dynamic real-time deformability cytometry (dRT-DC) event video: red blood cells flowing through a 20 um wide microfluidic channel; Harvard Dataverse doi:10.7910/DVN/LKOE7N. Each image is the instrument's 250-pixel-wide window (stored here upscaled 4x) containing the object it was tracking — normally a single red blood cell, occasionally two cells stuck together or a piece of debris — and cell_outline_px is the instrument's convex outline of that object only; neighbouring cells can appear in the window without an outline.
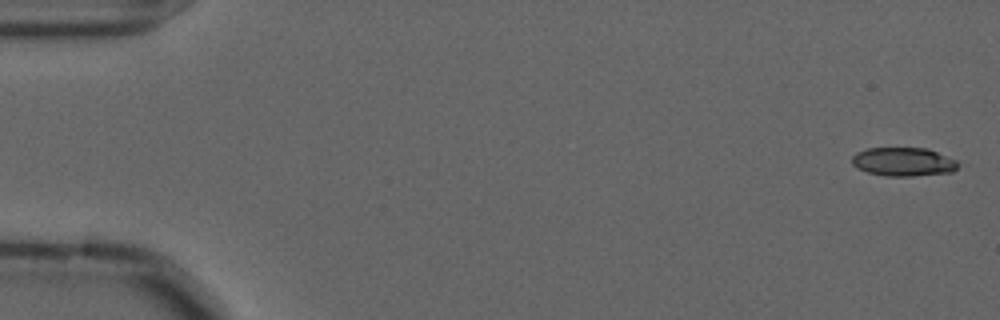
{"species": "common noctule bat (a hibernating species)", "species_latin": "Nyctalus noctula", "temperature_condition": "cold", "stored_images_in_passage": 56, "camera_frame_rate_fps": 3000, "um_per_image_px": 0.085, "animal": {"sex": "male", "forearm_length_mm": 52.5}, "frame": {"image": 1, "passage_image": 1, "time_ms": 0.0, "image_size_px": [1000, 320], "cell_outline_px": [[968, 164], [952, 172], [912, 176], [884, 176], [868, 172], [856, 168], [852, 164], [852, 156], [856, 152], [868, 148], [928, 148]], "centroid_in_image_um": [76.89, 13.75], "position_along_channel_um": 8.1, "area_um2": 18.26}}
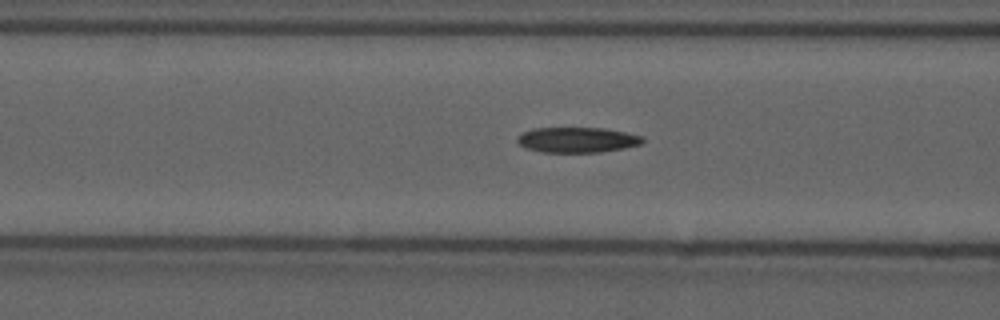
{"frame": {"image": 2, "passage_image": 22, "time_ms": 7.0, "image_size_px": [1000, 320], "cell_outline_px": [[644, 140], [640, 144], [624, 148], [600, 152], [540, 152], [524, 148], [516, 140], [524, 132], [536, 128], [604, 128], [628, 132], [644, 136]], "centroid_in_image_um": [49.1, 11.89], "position_along_channel_um": 117.5, "area_um2": 18.5}}
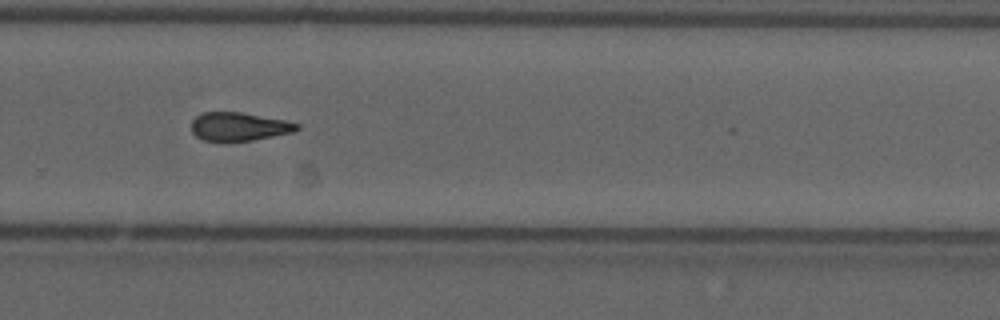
{"frame": {"image": 3, "passage_image": 38, "time_ms": 12.333, "image_size_px": [1000, 320], "cell_outline_px": [[300, 128], [292, 132], [252, 140], [204, 140], [196, 136], [192, 132], [192, 120], [196, 116], [204, 112], [240, 112], [284, 120], [300, 124]], "centroid_in_image_um": [20.31, 10.74], "position_along_channel_um": 309.5, "area_um2": 17.11}, "authors_computed_cell_mechanics": {"area_um2": 18.2359, "velocity_mm_per_s": 3.6042, "shape_relaxation_time_tau1_ms": null, "shape_relaxation_time_tau2_ms": 3.2821, "deformation_change_tau1": null, "deformation_change_tau2": 0.1162}}